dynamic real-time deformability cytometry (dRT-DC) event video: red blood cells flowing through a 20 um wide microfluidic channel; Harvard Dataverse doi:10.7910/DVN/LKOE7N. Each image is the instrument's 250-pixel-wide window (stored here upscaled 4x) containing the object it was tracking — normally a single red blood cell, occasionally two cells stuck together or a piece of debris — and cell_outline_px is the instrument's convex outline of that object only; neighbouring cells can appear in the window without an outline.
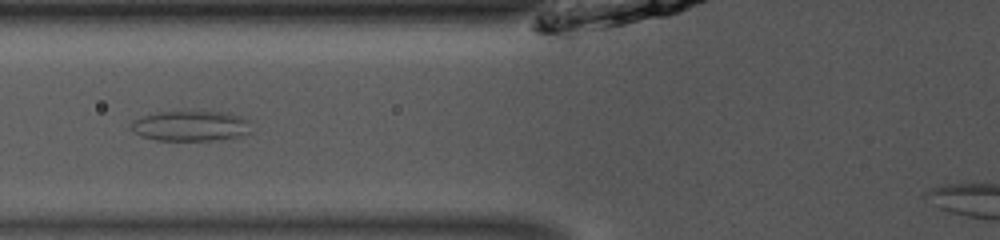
{"species": "common noctule bat (a hibernating species)", "species_latin": "Nyctalus noctula", "temperature_condition": "room temperature", "stored_images_in_passage": 34, "camera_frame_rate_fps": 3000, "um_per_image_px": 0.085, "animal": {"sex": "male", "body_mass_g": 13.0, "forearm_length_mm": 53.1}, "frame": {"image": 1, "passage_image": 6, "time_ms": 1.667, "image_size_px": [1000, 240], "cell_outline_px": [[252, 132], [244, 136], [216, 140], [156, 140], [140, 136], [132, 132], [128, 128], [132, 120], [156, 112], [224, 112], [240, 116], [252, 120]], "centroid_in_image_um": [16.24, 10.71], "position_along_channel_um": 109.6, "area_um2": 21.68}}
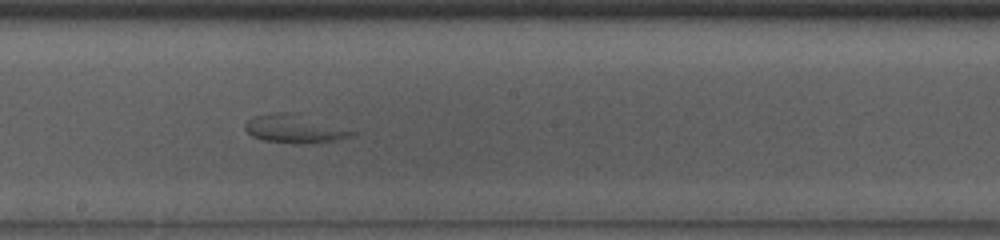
{"frame": {"image": 2, "passage_image": 15, "time_ms": 4.667, "image_size_px": [1000, 240], "cell_outline_px": [[360, 132], [352, 136], [336, 140], [300, 144], [292, 144], [264, 140], [252, 136], [244, 128], [244, 124], [252, 116], [272, 112], [292, 112]], "centroid_in_image_um": [25.02, 10.94], "position_along_channel_um": 223.2, "area_um2": 17.74}}
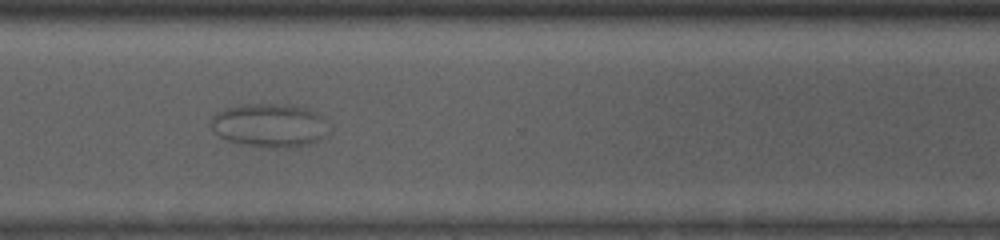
{"frame": {"image": 3, "passage_image": 25, "time_ms": 8.0, "image_size_px": [1000, 240], "cell_outline_px": [[324, 136], [308, 144], [272, 148], [248, 144], [228, 140], [220, 136], [212, 128], [212, 116], [224, 108], [248, 104], [272, 104], [304, 108], [316, 112], [320, 116]], "centroid_in_image_um": [22.81, 10.64], "position_along_channel_um": 347.8, "area_um2": 28.5}}